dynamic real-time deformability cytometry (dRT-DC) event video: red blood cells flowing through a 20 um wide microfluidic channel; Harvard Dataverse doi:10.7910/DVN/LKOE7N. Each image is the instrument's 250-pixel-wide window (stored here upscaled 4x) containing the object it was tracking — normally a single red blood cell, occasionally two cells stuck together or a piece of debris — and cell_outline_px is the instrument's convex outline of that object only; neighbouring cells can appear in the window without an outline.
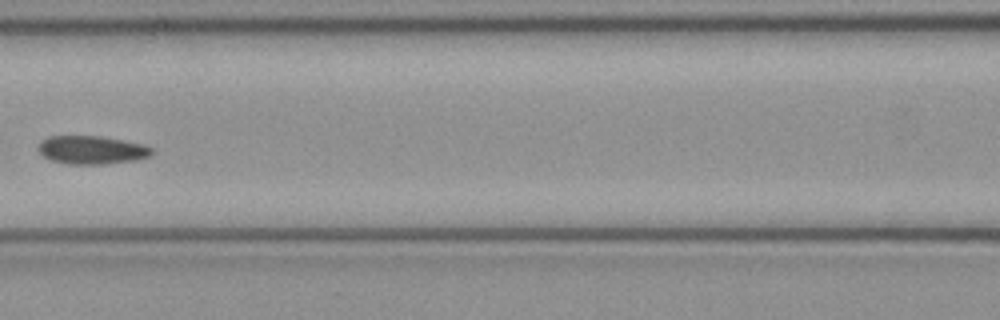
{"species": "common noctule bat (a hibernating species)", "species_latin": "Nyctalus noctula", "temperature_condition": "cold", "stored_images_in_passage": 6, "camera_frame_rate_fps": 3000, "um_per_image_px": 0.085, "animal": {"sex": "female", "body_mass_g": 21.9}, "frame": {"image": 1, "passage_image": 6, "time_ms": 1.667, "image_size_px": [1000, 320], "cell_outline_px": [[152, 152], [148, 156], [136, 160], [104, 164], [68, 164], [52, 160], [44, 156], [36, 148], [40, 140], [48, 136], [100, 136], [124, 140], [144, 144], [152, 148]], "centroid_in_image_um": [7.77, 12.73], "position_along_channel_um": 158.8, "area_um2": 18.79}}